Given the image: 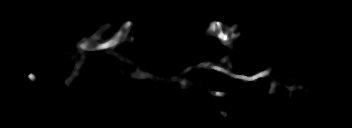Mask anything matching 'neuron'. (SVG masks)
Here are the masks:
<instances>
[{
  "label": "neuron",
  "instance_id": "obj_1",
  "mask_svg": "<svg viewBox=\"0 0 352 128\" xmlns=\"http://www.w3.org/2000/svg\"><path fill=\"white\" fill-rule=\"evenodd\" d=\"M208 24H209L208 30H207L208 34L217 37L224 45H229L230 48L232 49L234 46V44H233L234 40L240 36V33L235 32L237 24H234L232 28H228V27L223 28L222 23L220 21H210ZM132 25H133V23L131 21H125L122 24V26L118 30L115 31V34L112 37H110L109 39H105L102 36V32L105 31L108 27H110V24H107L105 26L106 28H104L103 26L100 27L97 30V32L95 34H93L92 36H90L88 38H82V40L79 43H77V46H76L77 53L72 54L71 52L62 49L61 53H64L67 58H70L71 60H73L75 62L74 70H73L72 74L70 75V77L68 79L64 80V84L66 86H69L70 83L75 79V77H77L79 75V69L84 65V63L88 62V60H89V57L87 55V53L89 51H103L105 53L117 56L120 59V61L129 63L131 66H133L136 69L135 72H128V73L124 74L122 71H119V73L122 75H128L132 79H137V80L150 79L154 82H159V83L176 82V83L180 84L181 90L187 89L189 85H193V86H197V87L199 86V87H202L206 93L211 94L212 96H216V97H224L227 94V92H225V91L224 92L212 91V90L208 89L207 87H205L204 83L194 84L193 81H191L190 79L187 78L186 74L193 69L205 68L207 70L217 71L221 74H226L227 76L235 78V79H241L243 82L247 83L250 81L255 82L258 79L265 78L268 75H270V73L274 70V67L272 65H270L267 69H265L261 72H257L252 76L238 75V74L233 73V71H232L233 70V66H232L233 62L231 60H229V55H226L214 63L207 60V61H204L199 64L191 65V66L187 67L186 69H184L183 71H181V73H178V75L176 74V75L169 76V77L157 76V75L151 74L148 71H146L145 69L141 68L133 60L128 59V58L124 57L122 54L114 51V48L117 47L118 45H120L125 40H129L131 42L135 39L134 36L129 37V32L132 28ZM218 63H224L225 65L220 66ZM28 79L32 83H35L36 76L33 73H30V74H28ZM35 85L37 87H39L41 91L44 90V88H42L38 84L35 83ZM278 85L283 86L287 90L290 91V94L288 95V97H290L291 92L296 89L301 88L302 90H304L305 93L311 91L310 88L303 89V87L301 85L292 86V87L287 86L284 83L276 81L275 78L272 77L271 82H270L269 94L276 92L275 91L276 86H278Z\"/></svg>",
  "mask_w": 352,
  "mask_h": 128
}]
</instances>
